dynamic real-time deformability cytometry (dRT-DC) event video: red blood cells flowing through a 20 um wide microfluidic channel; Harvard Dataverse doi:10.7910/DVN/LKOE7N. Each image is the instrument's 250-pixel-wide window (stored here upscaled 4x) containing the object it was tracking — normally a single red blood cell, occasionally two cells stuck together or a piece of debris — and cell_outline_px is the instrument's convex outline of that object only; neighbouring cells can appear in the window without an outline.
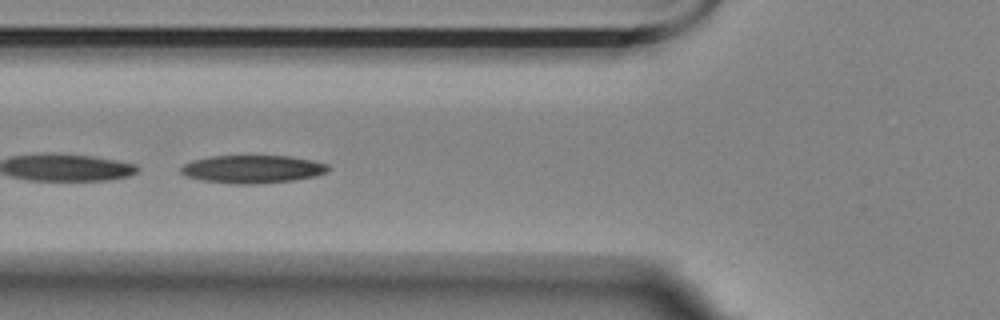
{"species": "Egyptian fruit bat (a non-hibernating species)", "species_latin": "Rousettus aegyptiacus", "temperature_condition": "room temperature", "stored_images_in_passage": 54, "camera_frame_rate_fps": 3000, "um_per_image_px": 0.085, "animal": {"sex": "female"}, "frame": {"image": 1, "passage_image": 19, "time_ms": 6.0, "image_size_px": [1000, 320], "cell_outline_px": [[332, 168], [328, 172], [316, 176], [292, 180], [256, 184], [232, 184], [200, 180], [184, 176], [180, 172], [180, 168], [184, 164], [192, 160], [212, 156], [288, 156], [312, 160], [328, 164]], "centroid_in_image_um": [21.46, 14.38], "position_along_channel_um": 104.3, "area_um2": 24.22}}
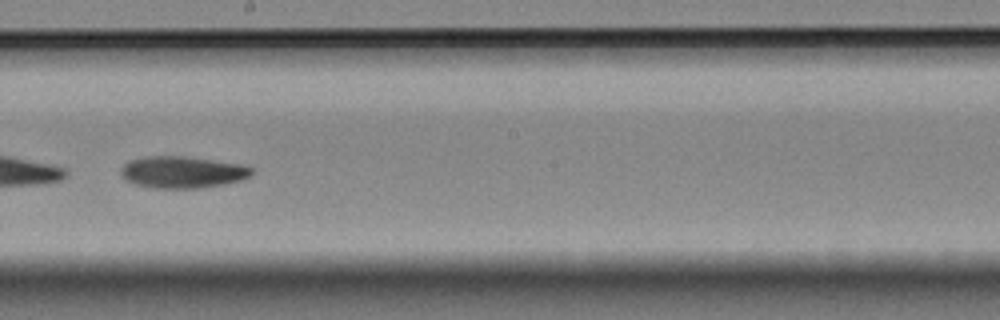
{"frame": {"image": 2, "passage_image": 30, "time_ms": 9.667, "image_size_px": [1000, 320], "cell_outline_px": [[252, 176], [240, 180], [224, 184], [200, 188], [152, 188], [136, 184], [120, 176], [120, 168], [128, 160], [148, 156], [184, 156], [248, 164], [252, 168]], "centroid_in_image_um": [15.53, 14.62], "position_along_channel_um": 232.7, "area_um2": 24.57}}
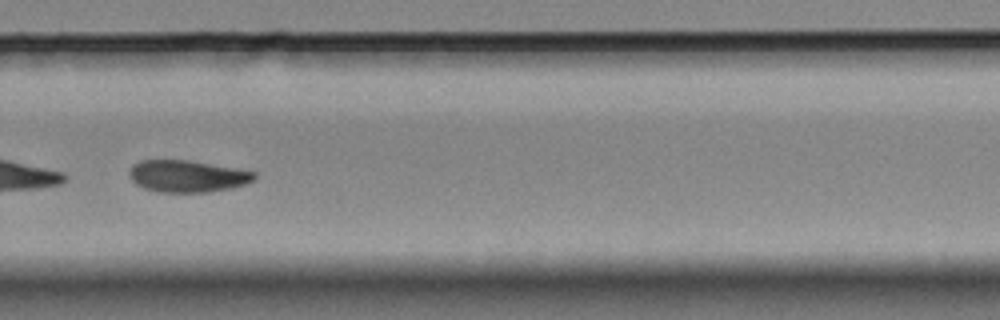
{"frame": {"image": 3, "passage_image": 37, "time_ms": 12.0, "image_size_px": [1000, 320], "cell_outline_px": [[256, 180], [244, 184], [228, 188], [208, 192], [160, 192], [144, 188], [136, 184], [132, 180], [128, 172], [132, 164], [140, 160], [188, 160], [240, 168], [256, 172]], "centroid_in_image_um": [15.93, 14.96], "position_along_channel_um": 313.9, "area_um2": 23.41}, "authors_computed_cell_mechanics": {"area_um2": 25.4898, "velocity_mm_per_s": 3.4932, "shape_relaxation_time_tau1_ms": 10.0541, "shape_relaxation_time_tau2_ms": null, "deformation_change_tau1": 0.1898, "deformation_change_tau2": null}}